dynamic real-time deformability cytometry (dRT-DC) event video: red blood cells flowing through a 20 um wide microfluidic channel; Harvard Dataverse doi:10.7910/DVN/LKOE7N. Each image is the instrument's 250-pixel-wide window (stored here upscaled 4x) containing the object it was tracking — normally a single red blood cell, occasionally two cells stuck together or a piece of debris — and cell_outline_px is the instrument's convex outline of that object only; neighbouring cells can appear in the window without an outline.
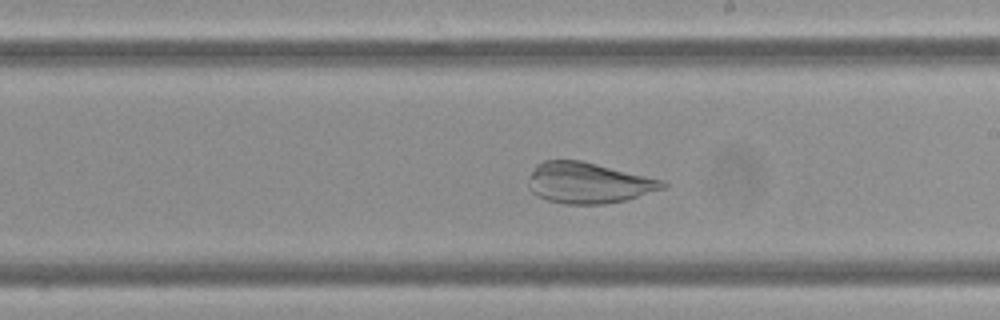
{"species": "Egyptian fruit bat (a non-hibernating species)", "species_latin": "Rousettus aegyptiacus", "temperature_condition": "cold", "stored_images_in_passage": 53, "camera_frame_rate_fps": 3000, "um_per_image_px": 0.085, "frame": {"image": 1, "passage_image": 31, "time_ms": 10.0, "image_size_px": [1000, 320], "cell_outline_px": [[668, 184], [664, 188], [624, 200], [604, 204], [564, 204], [548, 200], [532, 192], [528, 188], [532, 172], [536, 164], [544, 160], [580, 160], [664, 180]], "centroid_in_image_um": [50.01, 15.54], "position_along_channel_um": 239.0, "area_um2": 31.62}}